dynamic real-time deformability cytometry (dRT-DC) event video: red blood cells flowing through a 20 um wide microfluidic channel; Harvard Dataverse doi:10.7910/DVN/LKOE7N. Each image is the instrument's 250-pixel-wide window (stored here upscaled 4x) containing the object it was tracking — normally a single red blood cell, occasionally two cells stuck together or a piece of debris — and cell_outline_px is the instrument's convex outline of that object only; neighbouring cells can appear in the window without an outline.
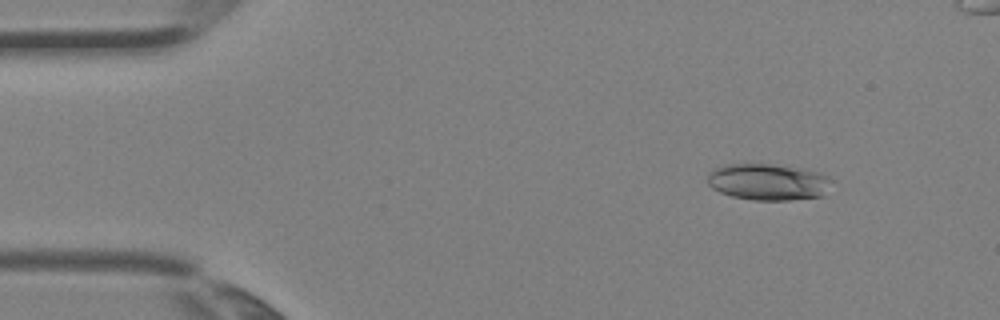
{"species": "Egyptian fruit bat (a non-hibernating species)", "species_latin": "Rousettus aegyptiacus", "temperature_condition": "room temperature", "stored_images_in_passage": 3, "camera_frame_rate_fps": 3000, "um_per_image_px": 0.085, "animal": {"sex": "female"}, "frame": {"image": 1, "passage_image": 1, "time_ms": 0.0, "image_size_px": [1000, 320], "cell_outline_px": [[832, 180], [824, 196], [788, 200], [752, 200], [732, 196], [720, 192], [712, 188], [708, 184], [708, 172], [712, 168], [724, 164], [772, 164], [804, 168], [820, 172], [828, 176]], "centroid_in_image_um": [65.29, 15.45], "position_along_channel_um": 19.7, "area_um2": 26.76}}